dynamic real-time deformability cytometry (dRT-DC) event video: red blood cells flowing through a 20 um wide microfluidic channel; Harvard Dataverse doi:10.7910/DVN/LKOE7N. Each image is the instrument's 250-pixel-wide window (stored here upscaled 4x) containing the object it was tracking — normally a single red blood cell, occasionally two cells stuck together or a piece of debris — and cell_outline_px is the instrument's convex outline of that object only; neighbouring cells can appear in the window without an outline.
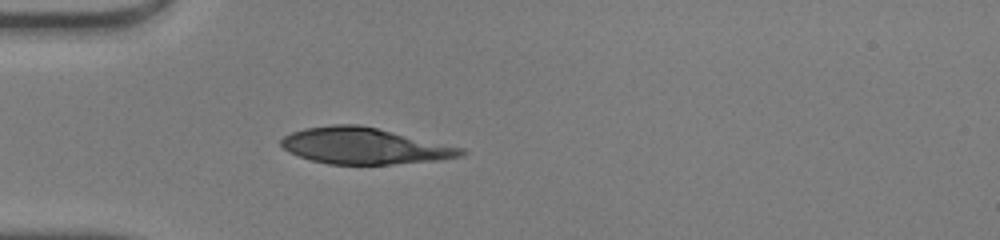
{"species": "human", "species_latin": "Homo sapiens", "temperature_condition": "warm", "stored_images_in_passage": 35, "camera_frame_rate_fps": 3000, "um_per_image_px": 0.085, "donor": {"sex": "male"}, "frame": {"image": 1, "passage_image": 1, "time_ms": 0.0, "image_size_px": [1000, 240], "cell_outline_px": [[468, 152], [464, 156], [440, 160], [392, 164], [328, 164], [312, 160], [288, 152], [280, 144], [280, 140], [284, 136], [292, 132], [304, 128], [332, 124], [360, 124], [464, 148]], "centroid_in_image_um": [30.99, 12.4], "position_along_channel_um": 54.0, "area_um2": 38.09}}
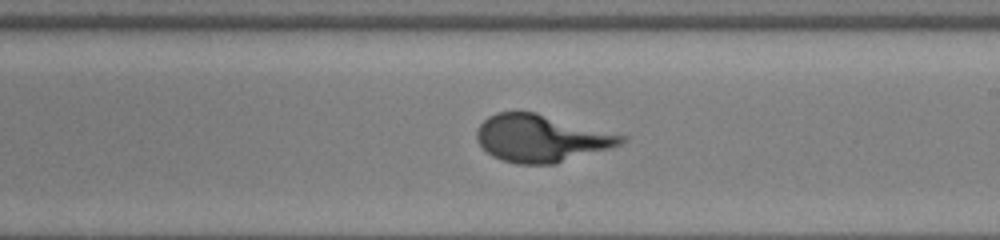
{"frame": {"image": 2, "passage_image": 15, "time_ms": 4.667, "image_size_px": [1000, 240], "cell_outline_px": [[628, 136], [620, 144], [608, 148], [556, 164], [516, 164], [500, 160], [492, 156], [476, 140], [476, 128], [488, 116], [496, 112], [536, 112]], "centroid_in_image_um": [45.96, 11.75], "position_along_channel_um": 243.0, "area_um2": 39.77}}
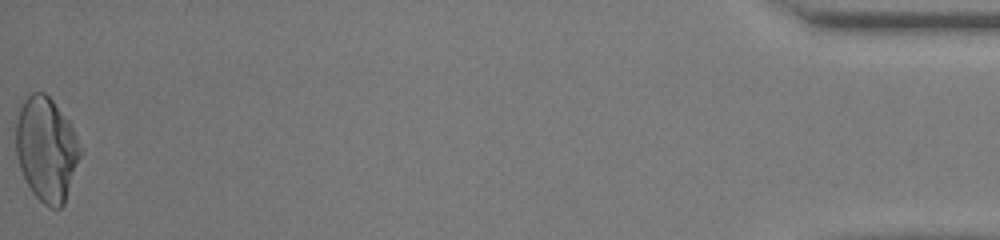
{"frame": {"image": 3, "passage_image": 35, "time_ms": 11.333, "image_size_px": [1000, 240], "cell_outline_px": [[84, 148], [64, 204], [60, 208], [48, 208], [32, 192], [20, 168], [16, 156], [16, 120], [20, 108], [24, 100], [32, 92], [44, 92], [52, 100], [72, 124]], "centroid_in_image_um": [3.98, 12.68], "position_along_channel_um": 431.2, "area_um2": 39.48}}